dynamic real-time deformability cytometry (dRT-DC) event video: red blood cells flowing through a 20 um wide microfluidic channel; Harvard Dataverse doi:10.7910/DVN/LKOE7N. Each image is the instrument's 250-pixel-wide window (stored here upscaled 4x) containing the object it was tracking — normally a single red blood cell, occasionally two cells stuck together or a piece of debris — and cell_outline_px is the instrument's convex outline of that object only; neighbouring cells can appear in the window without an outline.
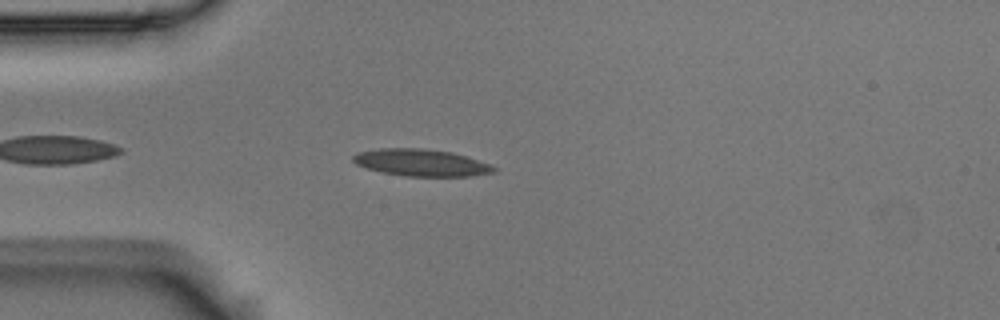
{"species": "Egyptian fruit bat (a non-hibernating species)", "species_latin": "Rousettus aegyptiacus", "temperature_condition": "room temperature", "stored_images_in_passage": 30, "camera_frame_rate_fps": 3000, "um_per_image_px": 0.085, "animal": {"sex": "male"}, "frame": {"image": 1, "passage_image": 5, "time_ms": 1.333, "image_size_px": [1000, 320], "cell_outline_px": [[496, 172], [468, 176], [404, 176], [384, 172], [368, 168], [356, 164], [352, 160], [352, 156], [356, 152], [376, 148], [424, 148], [452, 152], [492, 164], [496, 168]], "centroid_in_image_um": [35.8, 13.81], "position_along_channel_um": 49.2, "area_um2": 22.2}}
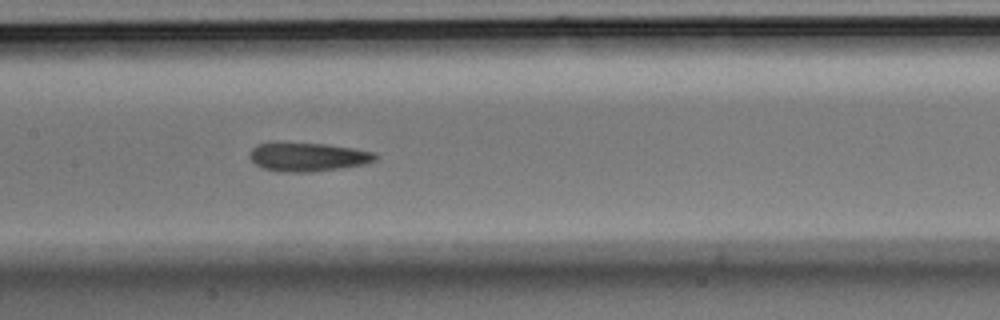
{"frame": {"image": 2, "passage_image": 17, "time_ms": 5.333, "image_size_px": [1000, 320], "cell_outline_px": [[376, 160], [364, 164], [340, 168], [312, 172], [284, 172], [264, 168], [256, 164], [248, 156], [248, 152], [256, 144], [268, 140], [280, 140], [328, 144], [376, 152]], "centroid_in_image_um": [26.08, 13.28], "position_along_channel_um": 181.3, "area_um2": 21.85}}
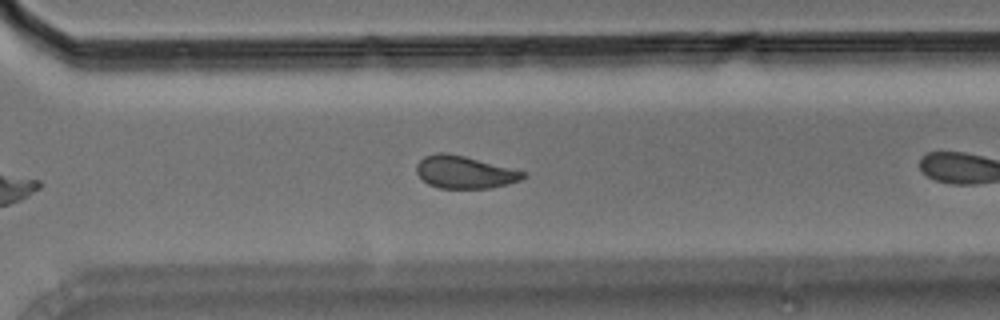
{"frame": {"image": 3, "passage_image": 26, "time_ms": 8.333, "image_size_px": [1000, 320], "cell_outline_px": [[528, 176], [520, 180], [508, 184], [492, 188], [440, 188], [428, 184], [416, 172], [416, 164], [424, 156], [440, 152], [444, 152], [464, 156], [528, 172]], "centroid_in_image_um": [39.52, 14.63], "position_along_channel_um": 331.1, "area_um2": 20.23}}